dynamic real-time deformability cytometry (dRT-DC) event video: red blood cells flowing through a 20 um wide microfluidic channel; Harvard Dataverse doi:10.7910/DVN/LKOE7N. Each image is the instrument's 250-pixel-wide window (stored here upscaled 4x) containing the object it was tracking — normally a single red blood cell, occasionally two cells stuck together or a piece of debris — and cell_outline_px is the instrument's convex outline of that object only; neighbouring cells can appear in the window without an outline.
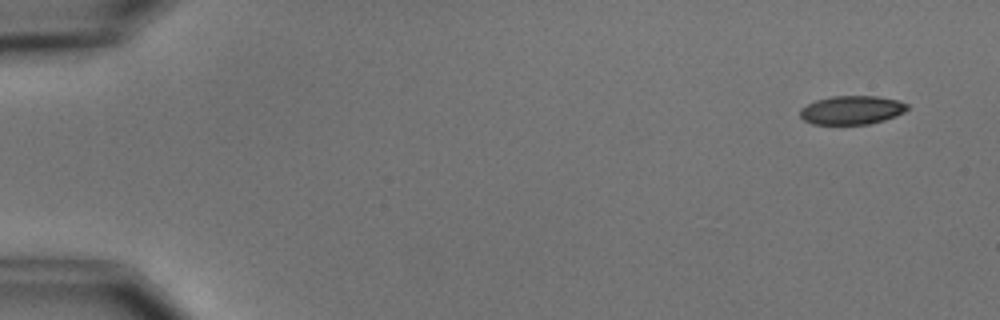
{"species": "common noctule bat (a hibernating species)", "species_latin": "Nyctalus noctula", "temperature_condition": "cold", "stored_images_in_passage": 5, "camera_frame_rate_fps": 3000, "um_per_image_px": 0.085, "animal": {"sex": "male", "body_mass_g": 15.6}, "frame": {"image": 1, "passage_image": 1, "time_ms": 0.0, "image_size_px": [1000, 320], "cell_outline_px": [[908, 108], [904, 112], [896, 116], [884, 120], [868, 124], [812, 124], [804, 120], [800, 116], [800, 108], [816, 100], [832, 96], [876, 96], [896, 100], [908, 104]], "centroid_in_image_um": [72.39, 9.36], "position_along_channel_um": 12.6, "area_um2": 17.86}}
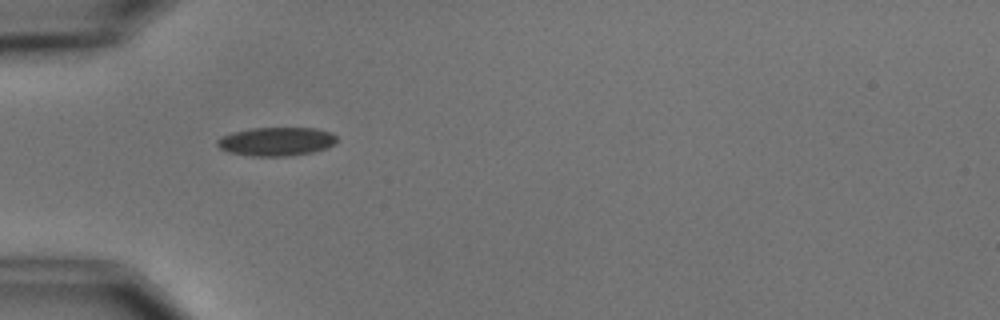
{"frame": {"image": 2, "passage_image": 4, "time_ms": 4.667, "image_size_px": [1000, 320], "cell_outline_px": [[336, 144], [328, 148], [312, 152], [288, 156], [252, 156], [228, 152], [220, 148], [216, 144], [216, 140], [232, 132], [252, 128], [316, 128], [332, 132], [336, 136]], "centroid_in_image_um": [23.52, 12.03], "position_along_channel_um": 61.5, "area_um2": 20.06}}